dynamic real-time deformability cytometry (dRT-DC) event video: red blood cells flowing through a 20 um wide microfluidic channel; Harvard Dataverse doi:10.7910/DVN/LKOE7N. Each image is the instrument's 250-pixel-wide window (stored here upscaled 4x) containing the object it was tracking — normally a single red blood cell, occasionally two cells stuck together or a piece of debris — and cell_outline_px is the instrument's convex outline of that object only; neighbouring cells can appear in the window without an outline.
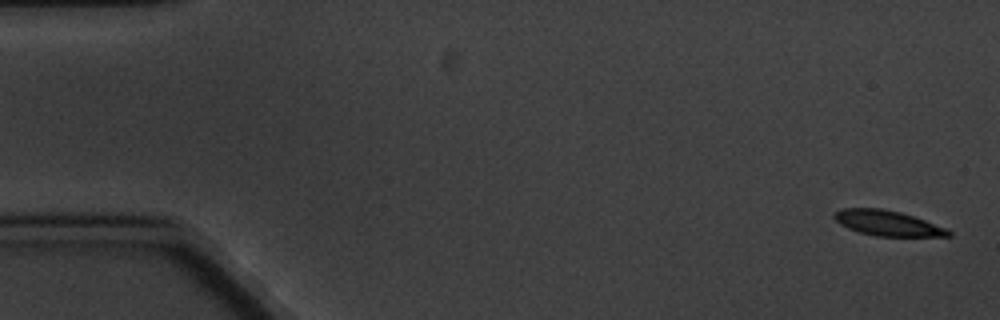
{"species": "common noctule bat (a hibernating species)", "species_latin": "Nyctalus noctula", "temperature_condition": "cold", "stored_images_in_passage": 9, "camera_frame_rate_fps": 3000, "um_per_image_px": 0.085, "animal": {"sex": "male", "body_mass_g": 20.1, "forearm_length_mm": 53.5}, "frame": {"image": 1, "passage_image": 1, "time_ms": 0.0, "image_size_px": [1000, 320], "cell_outline_px": [[952, 236], [876, 236], [860, 232], [848, 228], [840, 224], [832, 216], [840, 208], [880, 208], [900, 212], [948, 228], [952, 232]], "centroid_in_image_um": [75.45, 18.96], "position_along_channel_um": 9.6, "area_um2": 16.7}}
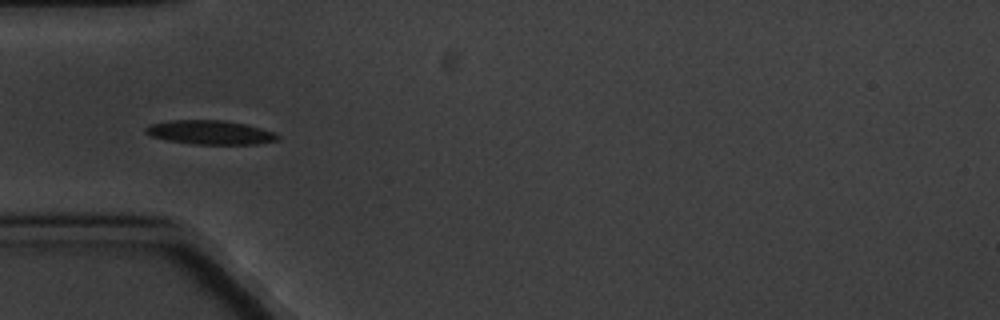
{"frame": {"image": 2, "passage_image": 6, "time_ms": 5.667, "image_size_px": [1000, 320], "cell_outline_px": [[280, 140], [256, 144], [192, 144], [168, 140], [152, 136], [144, 132], [144, 128], [148, 124], [168, 120], [224, 120], [244, 124], [276, 132], [280, 136]], "centroid_in_image_um": [17.86, 11.25], "position_along_channel_um": 67.1, "area_um2": 18.61}}